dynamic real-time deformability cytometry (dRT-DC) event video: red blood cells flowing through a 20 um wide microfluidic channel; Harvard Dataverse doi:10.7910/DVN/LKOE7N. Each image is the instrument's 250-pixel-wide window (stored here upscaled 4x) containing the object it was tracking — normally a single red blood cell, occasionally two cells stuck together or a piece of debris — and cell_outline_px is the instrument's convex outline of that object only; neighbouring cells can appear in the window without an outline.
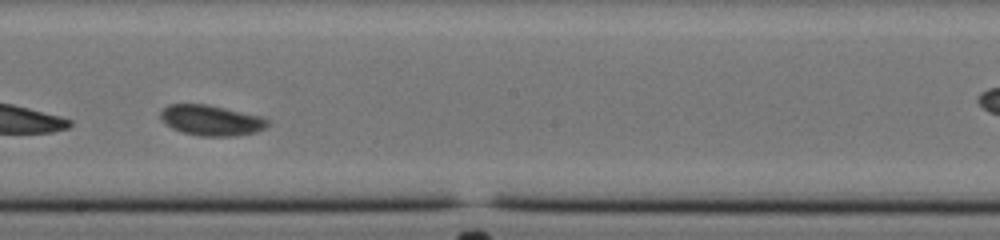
{"species": "common noctule bat (a hibernating species)", "species_latin": "Nyctalus noctula", "temperature_condition": "cold", "stored_images_in_passage": 37, "camera_frame_rate_fps": 3000, "um_per_image_px": 0.085, "animal": {"sex": "male", "body_mass_g": 20.0, "forearm_length_mm": 53.3}, "frame": {"image": 1, "passage_image": 22, "time_ms": 7.0, "image_size_px": [1000, 240], "cell_outline_px": [[268, 124], [264, 128], [256, 132], [236, 136], [200, 136], [184, 132], [172, 128], [160, 116], [160, 112], [168, 104], [204, 104], [224, 108], [260, 116], [268, 120]], "centroid_in_image_um": [17.96, 10.23], "position_along_channel_um": 230.2, "area_um2": 18.67}, "authors_computed_cell_mechanics": {"area_um2": 18.8428, "velocity_mm_per_s": 3.7697, "shape_relaxation_time_tau1_ms": 2.5506, "shape_relaxation_time_tau2_ms": 1.6411, "deformation_change_tau1": 0.0952, "deformation_change_tau2": 0.0512}}